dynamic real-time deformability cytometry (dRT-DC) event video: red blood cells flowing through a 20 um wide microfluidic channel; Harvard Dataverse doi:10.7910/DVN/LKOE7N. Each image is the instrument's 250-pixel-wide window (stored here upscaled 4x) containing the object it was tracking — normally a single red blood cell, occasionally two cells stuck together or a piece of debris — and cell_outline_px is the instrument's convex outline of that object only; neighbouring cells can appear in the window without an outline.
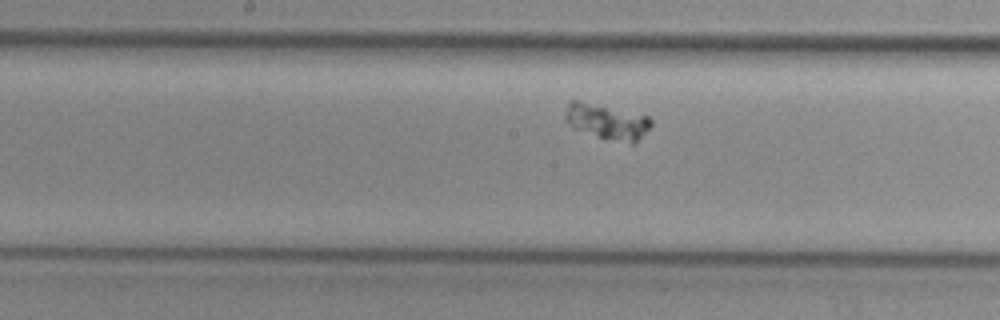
{"species": "common noctule bat (a hibernating species)", "species_latin": "Nyctalus noctula", "temperature_condition": "cold", "stored_images_in_passage": 32, "camera_frame_rate_fps": 3000, "um_per_image_px": 0.085, "animal": {"sex": "female", "body_mass_g": 29.2, "forearm_length_mm": 56.3}, "frame": {"image": 1, "passage_image": 11, "time_ms": 3.333, "image_size_px": [1000, 320], "cell_outline_px": [[652, 124], [632, 144], [600, 136], [576, 128], [568, 124], [564, 120], [564, 116], [568, 100], [576, 100], [648, 116], [652, 120]], "centroid_in_image_um": [51.55, 10.3], "position_along_channel_um": 196.7, "area_um2": 16.94}}